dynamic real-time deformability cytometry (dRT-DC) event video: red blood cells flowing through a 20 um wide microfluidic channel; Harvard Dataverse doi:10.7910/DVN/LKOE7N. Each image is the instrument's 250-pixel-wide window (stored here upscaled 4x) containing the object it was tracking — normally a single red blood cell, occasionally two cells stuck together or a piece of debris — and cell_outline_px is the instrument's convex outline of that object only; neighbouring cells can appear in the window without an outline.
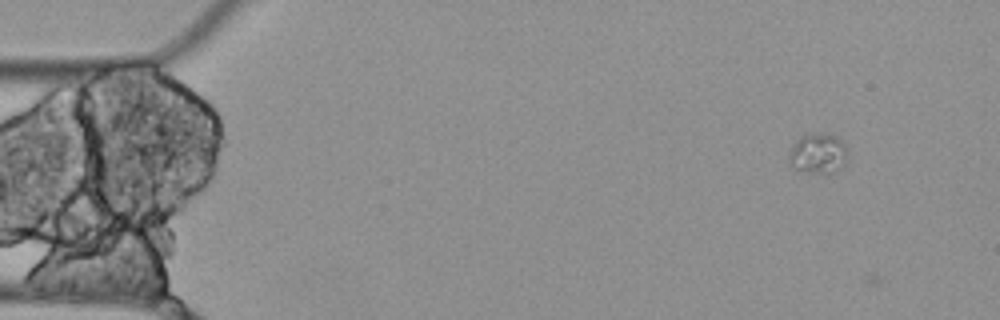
{"species": "Egyptian fruit bat (a non-hibernating species)", "species_latin": "Rousettus aegyptiacus", "temperature_condition": "cold", "stored_images_in_passage": 15, "camera_frame_rate_fps": 3000, "um_per_image_px": 0.085, "animal": {"sex": "female"}, "frame": {"image": 1, "passage_image": 2, "time_ms": 0.333, "image_size_px": [1000, 320], "cell_outline_px": [[848, 148], [844, 164], [840, 168], [832, 172], [812, 172], [792, 168], [788, 164], [788, 152], [792, 144], [800, 136], [808, 132], [824, 132], [836, 136], [844, 140]], "centroid_in_image_um": [69.51, 12.98], "position_along_channel_um": 15.5, "area_um2": 14.22}}